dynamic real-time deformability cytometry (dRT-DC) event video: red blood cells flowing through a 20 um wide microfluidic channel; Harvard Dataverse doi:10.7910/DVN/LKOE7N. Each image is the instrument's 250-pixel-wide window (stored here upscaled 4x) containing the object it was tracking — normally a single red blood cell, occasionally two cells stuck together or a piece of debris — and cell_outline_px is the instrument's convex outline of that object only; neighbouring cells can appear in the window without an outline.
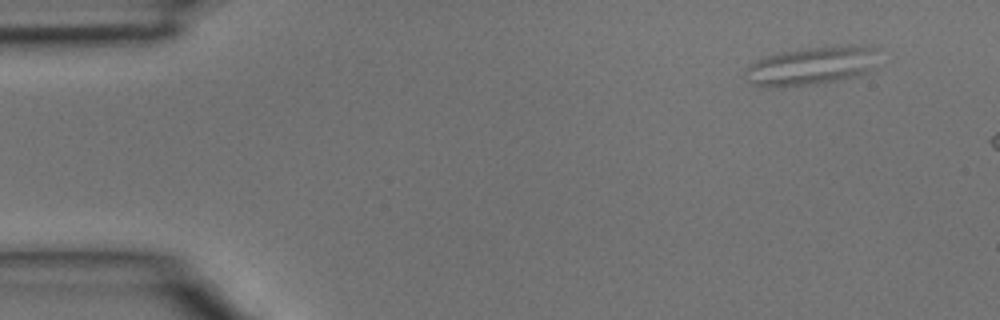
{"species": "common noctule bat (a hibernating species)", "species_latin": "Nyctalus noctula", "temperature_condition": "room temperature", "stored_images_in_passage": 2, "camera_frame_rate_fps": 3000, "um_per_image_px": 0.085, "animal": {"sex": "male", "body_mass_g": 15.6}, "frame": {"image": 1, "passage_image": 2, "time_ms": 0.333, "image_size_px": [1000, 320], "cell_outline_px": [[880, 48], [876, 68], [872, 72], [860, 76], [840, 80], [816, 84], [784, 88], [756, 88], [748, 80], [744, 72], [748, 64], [756, 60], [780, 52], [824, 44], [872, 44]], "centroid_in_image_um": [69.09, 5.57], "position_along_channel_um": 15.9, "area_um2": 31.91}}